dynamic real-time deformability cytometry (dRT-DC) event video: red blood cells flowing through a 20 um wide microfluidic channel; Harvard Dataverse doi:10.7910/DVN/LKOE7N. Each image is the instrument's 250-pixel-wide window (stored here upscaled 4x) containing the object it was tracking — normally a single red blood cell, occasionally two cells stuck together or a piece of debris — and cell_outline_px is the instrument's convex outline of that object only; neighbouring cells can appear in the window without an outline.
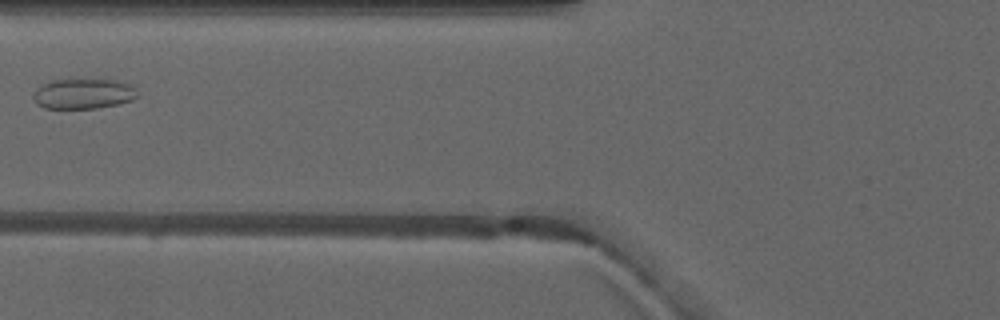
{"species": "common noctule bat (a hibernating species)", "species_latin": "Nyctalus noctula", "temperature_condition": "warm", "stored_images_in_passage": 2, "camera_frame_rate_fps": 3000, "um_per_image_px": 0.085, "animal": {"sex": "male", "forearm_length_mm": 52.5}, "frame": {"image": 1, "passage_image": 2, "time_ms": 1.333, "image_size_px": [1000, 320], "cell_outline_px": [[136, 96], [132, 100], [120, 104], [96, 108], [44, 108], [36, 104], [32, 100], [32, 96], [36, 88], [40, 84], [52, 80], [112, 80], [128, 84], [132, 88]], "centroid_in_image_um": [6.98, 7.98], "position_along_channel_um": 118.8, "area_um2": 18.15}}